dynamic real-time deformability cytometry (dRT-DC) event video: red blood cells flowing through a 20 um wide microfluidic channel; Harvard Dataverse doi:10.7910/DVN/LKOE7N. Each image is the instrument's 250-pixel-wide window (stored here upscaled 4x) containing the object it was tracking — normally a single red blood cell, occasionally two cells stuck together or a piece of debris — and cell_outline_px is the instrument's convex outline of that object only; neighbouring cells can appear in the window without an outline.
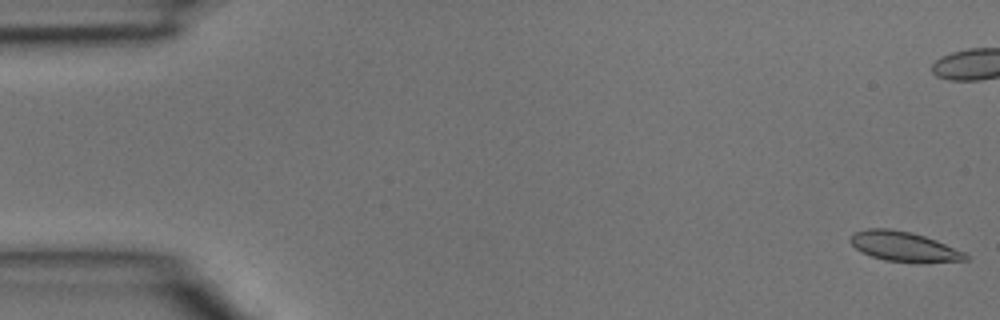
{"species": "common noctule bat (a hibernating species)", "species_latin": "Nyctalus noctula", "temperature_condition": "room temperature", "stored_images_in_passage": 5, "camera_frame_rate_fps": 3000, "um_per_image_px": 0.085, "animal": {"sex": "male", "body_mass_g": 15.6}, "frame": {"image": 1, "passage_image": 1, "time_ms": 0.0, "image_size_px": [1000, 320], "cell_outline_px": [[968, 260], [920, 264], [916, 264], [884, 260], [860, 252], [848, 240], [852, 232], [868, 228], [888, 228], [912, 232], [936, 240], [964, 252], [968, 256]], "centroid_in_image_um": [76.82, 20.97], "position_along_channel_um": 8.2, "area_um2": 20.52}}